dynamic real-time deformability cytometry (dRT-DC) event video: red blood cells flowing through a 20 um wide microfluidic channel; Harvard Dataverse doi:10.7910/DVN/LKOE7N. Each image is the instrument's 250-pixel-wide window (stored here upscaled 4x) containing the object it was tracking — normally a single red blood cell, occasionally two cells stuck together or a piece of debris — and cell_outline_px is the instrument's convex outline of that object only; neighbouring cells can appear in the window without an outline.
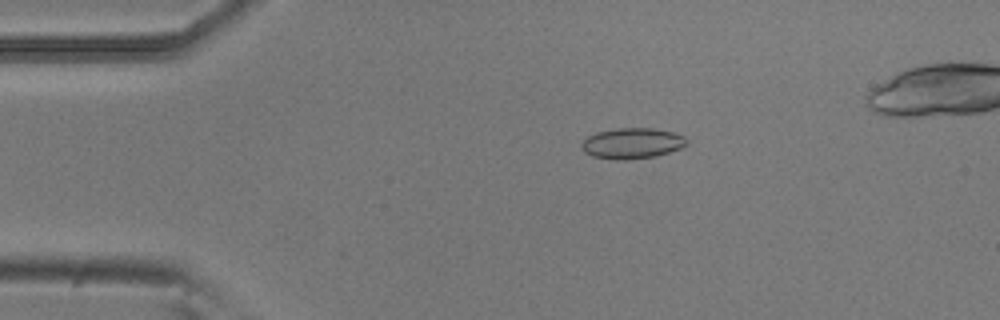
{"species": "common noctule bat (a hibernating species)", "species_latin": "Nyctalus noctula", "temperature_condition": "room temperature", "stored_images_in_passage": 3, "camera_frame_rate_fps": 3000, "um_per_image_px": 0.085, "animal": {"sex": "male", "body_mass_g": 20.5, "forearm_length_mm": 52.5}, "frame": {"image": 1, "passage_image": 1, "time_ms": 0.0, "image_size_px": [1000, 320], "cell_outline_px": [[688, 144], [680, 148], [656, 156], [628, 160], [616, 160], [592, 156], [584, 152], [580, 148], [580, 144], [588, 136], [596, 132], [616, 128], [652, 128], [672, 132], [684, 136], [688, 140]], "centroid_in_image_um": [53.7, 12.18], "position_along_channel_um": 31.3, "area_um2": 18.96}}